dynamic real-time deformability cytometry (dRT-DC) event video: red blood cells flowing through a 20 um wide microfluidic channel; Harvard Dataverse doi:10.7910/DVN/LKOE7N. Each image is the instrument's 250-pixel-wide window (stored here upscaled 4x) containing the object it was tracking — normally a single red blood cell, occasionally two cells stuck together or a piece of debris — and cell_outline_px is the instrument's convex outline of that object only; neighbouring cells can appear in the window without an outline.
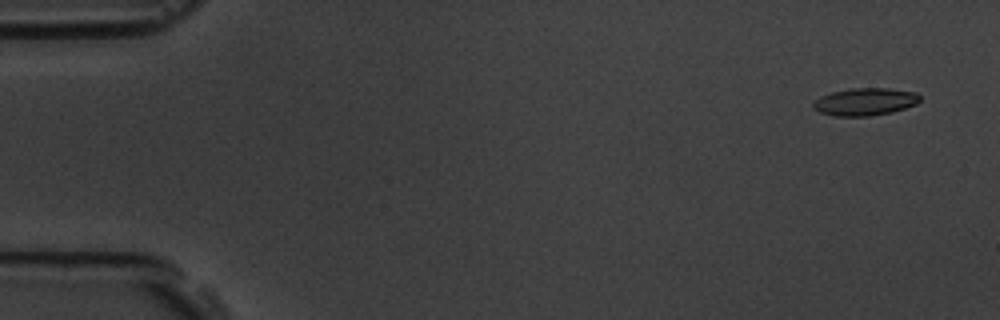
{"species": "common noctule bat (a hibernating species)", "species_latin": "Nyctalus noctula", "temperature_condition": "room temperature", "stored_images_in_passage": 5, "camera_frame_rate_fps": 3000, "um_per_image_px": 0.085, "animal": {"sex": "male", "body_mass_g": 19.5, "forearm_length_mm": 54.6}, "frame": {"image": 1, "passage_image": 1, "time_ms": 0.0, "image_size_px": [1000, 320], "cell_outline_px": [[920, 100], [916, 104], [892, 112], [868, 116], [832, 116], [820, 112], [812, 108], [812, 104], [820, 96], [832, 92], [852, 88], [888, 88], [916, 92], [920, 96]], "centroid_in_image_um": [73.51, 8.65], "position_along_channel_um": 11.5, "area_um2": 17.11}}
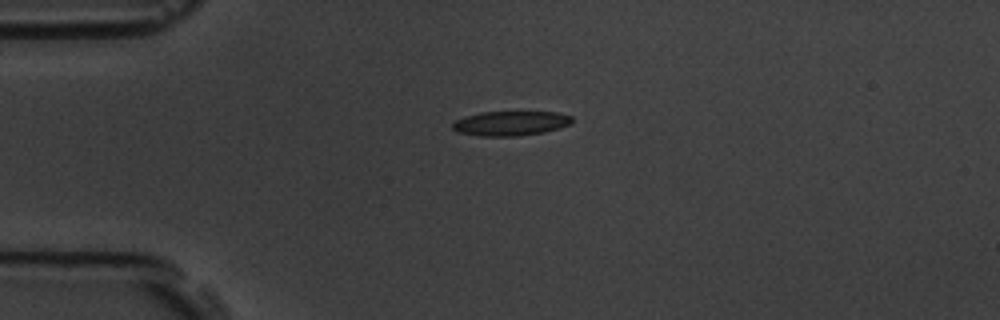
{"frame": {"image": 2, "passage_image": 4, "time_ms": 1.0, "image_size_px": [1000, 320], "cell_outline_px": [[572, 124], [544, 132], [520, 136], [480, 136], [456, 132], [452, 128], [452, 124], [456, 120], [464, 116], [480, 112], [556, 112], [572, 116]], "centroid_in_image_um": [43.38, 10.48], "position_along_channel_um": 41.6, "area_um2": 17.22}}